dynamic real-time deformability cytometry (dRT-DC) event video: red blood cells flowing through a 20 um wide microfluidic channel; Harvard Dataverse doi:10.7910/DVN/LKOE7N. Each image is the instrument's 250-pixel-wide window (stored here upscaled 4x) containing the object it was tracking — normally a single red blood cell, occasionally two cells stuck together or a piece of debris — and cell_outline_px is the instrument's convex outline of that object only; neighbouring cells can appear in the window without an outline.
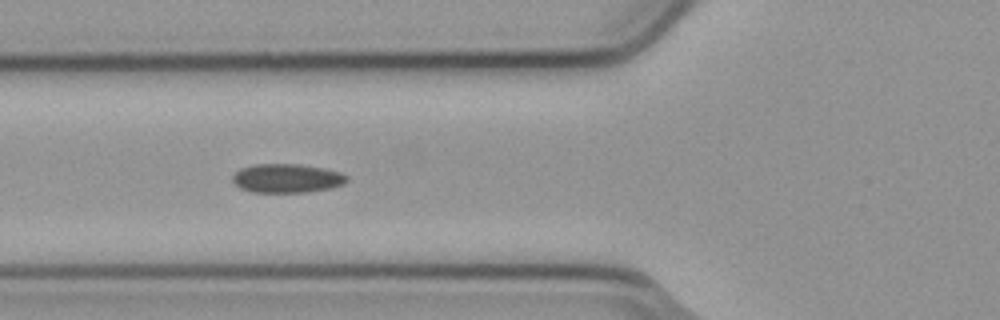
{"species": "common noctule bat (a hibernating species)", "species_latin": "Nyctalus noctula", "temperature_condition": "cold", "stored_images_in_passage": 7, "camera_frame_rate_fps": 3000, "um_per_image_px": 0.085, "animal": {"sex": "male", "body_mass_g": 23.1, "forearm_length_mm": 52.7}, "frame": {"image": 1, "passage_image": 6, "time_ms": 1.667, "image_size_px": [1000, 320], "cell_outline_px": [[348, 180], [344, 184], [332, 188], [304, 192], [252, 192], [240, 188], [232, 180], [232, 176], [240, 168], [256, 164], [300, 164], [324, 168], [340, 172], [348, 176]], "centroid_in_image_um": [24.4, 15.15], "position_along_channel_um": 101.4, "area_um2": 19.31}}
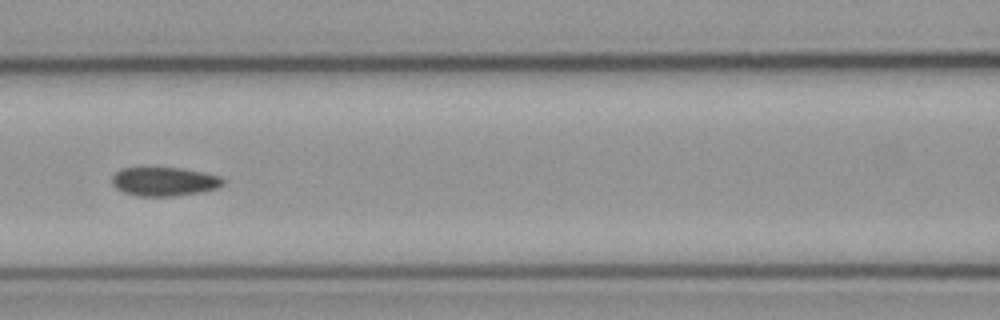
{"frame": {"image": 2, "passage_image": 7, "time_ms": 2.0, "image_size_px": [1000, 320], "cell_outline_px": [[224, 184], [216, 188], [200, 192], [176, 196], [136, 196], [124, 192], [116, 188], [112, 184], [112, 176], [116, 172], [124, 168], [180, 168], [204, 172], [220, 176], [224, 180]], "centroid_in_image_um": [13.97, 15.43], "position_along_channel_um": 152.6, "area_um2": 18.61}}